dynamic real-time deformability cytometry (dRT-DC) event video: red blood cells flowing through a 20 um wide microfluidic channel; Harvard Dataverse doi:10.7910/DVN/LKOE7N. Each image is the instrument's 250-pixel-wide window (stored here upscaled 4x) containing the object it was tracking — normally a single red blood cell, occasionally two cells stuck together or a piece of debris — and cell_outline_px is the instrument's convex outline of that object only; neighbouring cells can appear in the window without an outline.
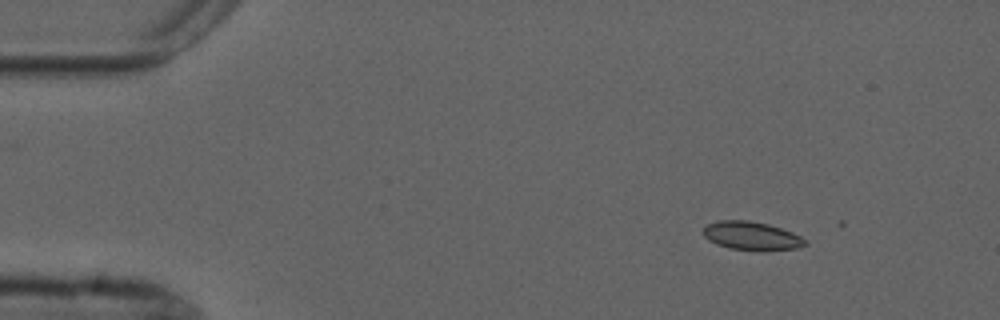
{"species": "common noctule bat (a hibernating species)", "species_latin": "Nyctalus noctula", "temperature_condition": "cold", "stored_images_in_passage": 3, "camera_frame_rate_fps": 3000, "um_per_image_px": 0.085, "animal": {"sex": "male", "forearm_length_mm": 52.5}, "frame": {"image": 1, "passage_image": 2, "time_ms": 1.0, "image_size_px": [1000, 320], "cell_outline_px": [[808, 244], [796, 248], [760, 252], [728, 248], [716, 244], [708, 240], [704, 236], [704, 228], [708, 224], [716, 220], [748, 220], [768, 224], [792, 232], [808, 240]], "centroid_in_image_um": [63.9, 20.07], "position_along_channel_um": 21.1, "area_um2": 17.22}}